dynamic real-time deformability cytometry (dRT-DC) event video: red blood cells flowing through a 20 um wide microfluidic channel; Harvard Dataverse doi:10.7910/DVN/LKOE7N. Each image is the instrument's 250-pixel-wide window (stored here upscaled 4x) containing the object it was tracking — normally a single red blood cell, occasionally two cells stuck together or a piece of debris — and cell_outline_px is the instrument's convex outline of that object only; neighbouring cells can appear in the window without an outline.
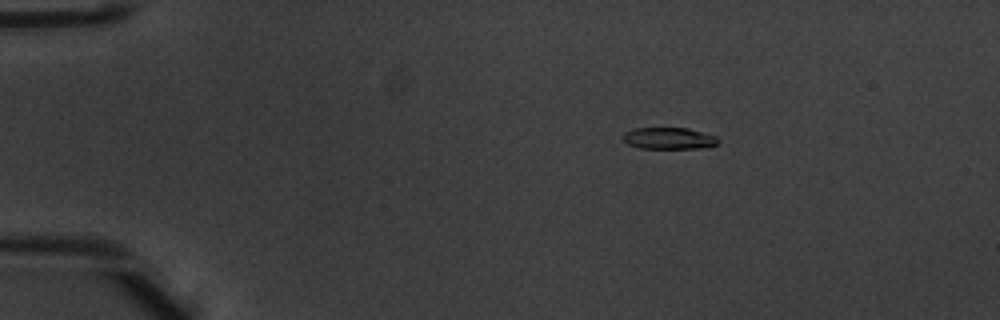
{"species": "common noctule bat (a hibernating species)", "species_latin": "Nyctalus noctula", "temperature_condition": "warm", "stored_images_in_passage": 4, "camera_frame_rate_fps": 3000, "um_per_image_px": 0.085, "animal": {"sex": "male", "body_mass_g": 20.1, "forearm_length_mm": 53.5}, "frame": {"image": 1, "passage_image": 2, "time_ms": 0.333, "image_size_px": [1000, 320], "cell_outline_px": [[720, 140], [716, 144], [708, 148], [640, 148], [628, 144], [624, 140], [624, 132], [636, 128], [688, 128], [716, 136]], "centroid_in_image_um": [56.9, 11.76], "position_along_channel_um": 28.1, "area_um2": 11.96}}
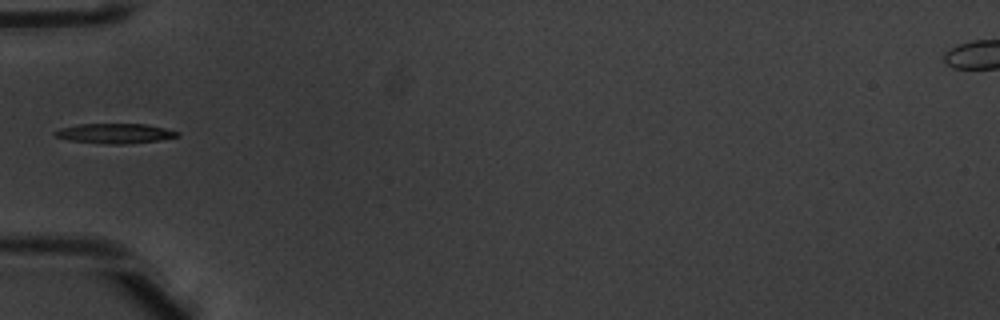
{"frame": {"image": 2, "passage_image": 4, "time_ms": 1.0, "image_size_px": [1000, 320], "cell_outline_px": [[180, 136], [160, 140], [128, 144], [104, 144], [68, 140], [56, 136], [52, 132], [60, 128], [80, 124], [148, 124], [180, 132]], "centroid_in_image_um": [9.79, 11.34], "position_along_channel_um": 75.2, "area_um2": 14.28}}